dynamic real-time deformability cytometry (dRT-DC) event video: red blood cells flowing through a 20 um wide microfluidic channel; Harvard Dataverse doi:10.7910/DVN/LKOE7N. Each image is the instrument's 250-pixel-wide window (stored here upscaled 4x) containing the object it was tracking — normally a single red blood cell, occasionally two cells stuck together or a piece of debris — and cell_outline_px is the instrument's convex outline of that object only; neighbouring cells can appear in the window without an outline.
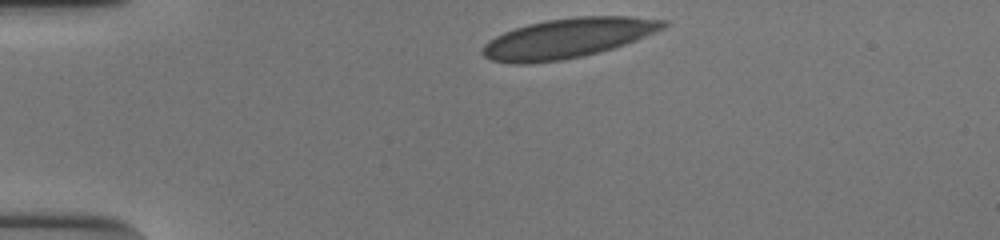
{"species": "human", "species_latin": "Homo sapiens", "temperature_condition": "cold", "stored_images_in_passage": 33, "camera_frame_rate_fps": 3000, "um_per_image_px": 0.085, "donor": {"sex": "male"}, "frame": {"image": 1, "passage_image": 1, "time_ms": 0.0, "image_size_px": [1000, 240], "cell_outline_px": [[668, 24], [664, 28], [636, 40], [612, 48], [580, 56], [560, 60], [520, 64], [516, 64], [492, 60], [484, 56], [480, 52], [484, 44], [488, 40], [504, 32], [528, 24], [548, 20], [576, 16], [628, 16], [668, 20]], "centroid_in_image_um": [48.25, 3.23], "position_along_channel_um": 36.7, "area_um2": 41.44}}
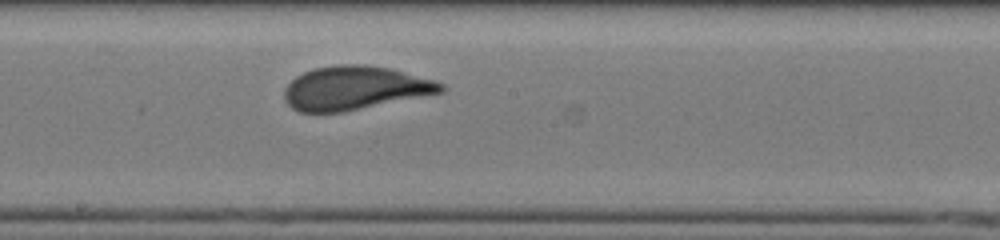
{"frame": {"image": 2, "passage_image": 19, "time_ms": 6.0, "image_size_px": [1000, 240], "cell_outline_px": [[448, 88], [444, 92], [344, 112], [300, 112], [292, 108], [284, 100], [284, 88], [296, 76], [304, 72], [316, 68], [336, 64], [364, 64], [388, 68], [432, 80], [444, 84]], "centroid_in_image_um": [30.15, 7.49], "position_along_channel_um": 218.1, "area_um2": 39.77}}
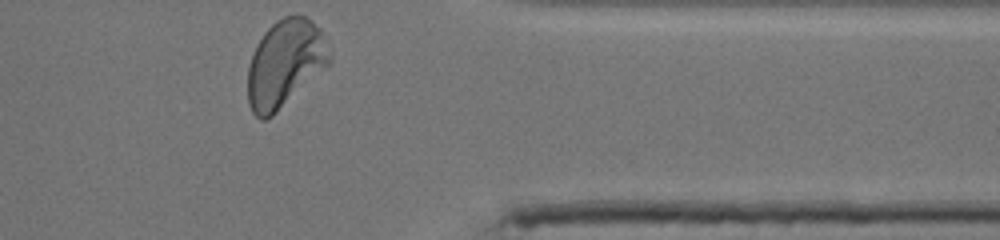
{"frame": {"image": 3, "passage_image": 33, "time_ms": 10.667, "image_size_px": [1000, 240], "cell_outline_px": [[332, 60], [328, 64], [272, 116], [264, 120], [260, 120], [252, 112], [248, 104], [248, 68], [256, 44], [264, 32], [276, 20], [284, 16], [308, 16], [320, 28], [332, 56]], "centroid_in_image_um": [24.21, 5.38], "position_along_channel_um": 387.2, "area_um2": 41.27}, "authors_computed_cell_mechanics": {"area_um2": 40.2288, "velocity_mm_per_s": 3.8588, "shape_relaxation_time_tau1_ms": 3.8085, "shape_relaxation_time_tau2_ms": null, "deformation_change_tau1": 0.1562, "deformation_change_tau2": null}}